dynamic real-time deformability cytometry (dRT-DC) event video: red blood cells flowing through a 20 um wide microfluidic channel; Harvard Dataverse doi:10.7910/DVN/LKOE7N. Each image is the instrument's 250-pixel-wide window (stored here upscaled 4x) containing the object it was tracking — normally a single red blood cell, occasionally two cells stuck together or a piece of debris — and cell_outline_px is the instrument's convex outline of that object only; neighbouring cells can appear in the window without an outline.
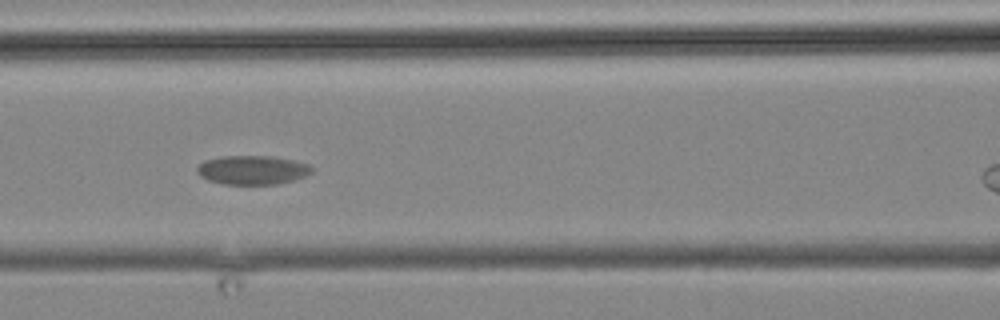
{"species": "common noctule bat (a hibernating species)", "species_latin": "Nyctalus noctula", "temperature_condition": "cold", "stored_images_in_passage": 15, "camera_frame_rate_fps": 3000, "um_per_image_px": 0.085, "animal": {"sex": "male", "body_mass_g": 19.2, "forearm_length_mm": 51.8}, "frame": {"image": 1, "passage_image": 10, "time_ms": 10.333, "image_size_px": [1000, 320], "cell_outline_px": [[312, 172], [304, 176], [292, 180], [276, 184], [224, 184], [208, 180], [200, 176], [196, 172], [196, 168], [204, 160], [224, 156], [272, 156], [296, 160], [308, 164], [312, 168]], "centroid_in_image_um": [21.44, 14.44], "position_along_channel_um": 145.2, "area_um2": 19.36}}
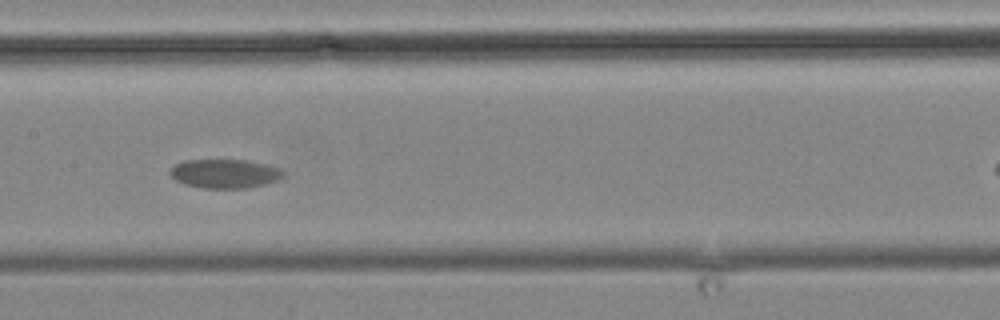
{"frame": {"image": 2, "passage_image": 11, "time_ms": 11.667, "image_size_px": [1000, 320], "cell_outline_px": [[284, 176], [280, 180], [248, 188], [204, 188], [184, 184], [176, 180], [168, 172], [176, 164], [184, 160], [248, 160], [280, 168], [284, 172]], "centroid_in_image_um": [19.13, 14.76], "position_along_channel_um": 188.3, "area_um2": 19.13}}